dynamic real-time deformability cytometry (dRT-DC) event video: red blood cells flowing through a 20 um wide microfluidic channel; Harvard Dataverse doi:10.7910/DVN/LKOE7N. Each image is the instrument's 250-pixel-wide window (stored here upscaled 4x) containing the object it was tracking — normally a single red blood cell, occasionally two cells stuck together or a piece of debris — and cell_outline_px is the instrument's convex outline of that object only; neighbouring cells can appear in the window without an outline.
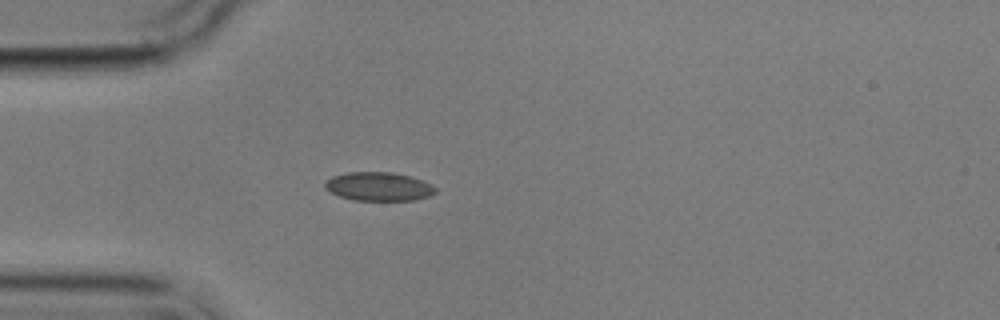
{"species": "common noctule bat (a hibernating species)", "species_latin": "Nyctalus noctula", "temperature_condition": "cold", "stored_images_in_passage": 1, "camera_frame_rate_fps": 3000, "um_per_image_px": 0.085, "animal": {"sex": "male", "body_mass_g": 17.9}, "frame": {"image": 1, "passage_image": 1, "time_ms": 0.0, "image_size_px": [1000, 320], "cell_outline_px": [[436, 192], [428, 196], [412, 200], [352, 200], [340, 196], [324, 188], [324, 184], [332, 176], [348, 172], [392, 172], [408, 176], [432, 184], [436, 188]], "centroid_in_image_um": [32.17, 15.85], "position_along_channel_um": 52.8, "area_um2": 18.26}}